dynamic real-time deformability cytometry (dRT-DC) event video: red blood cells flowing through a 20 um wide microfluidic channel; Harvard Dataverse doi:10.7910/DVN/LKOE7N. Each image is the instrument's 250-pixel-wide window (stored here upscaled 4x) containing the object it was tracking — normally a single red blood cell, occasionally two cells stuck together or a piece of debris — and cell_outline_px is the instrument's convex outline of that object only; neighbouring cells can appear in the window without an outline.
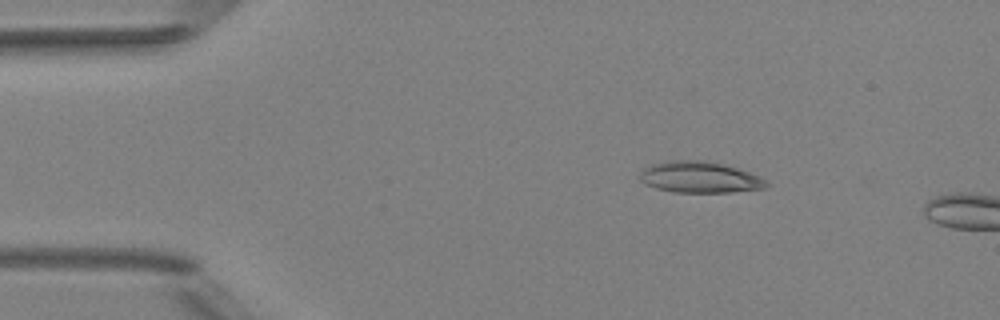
{"species": "Egyptian fruit bat (a non-hibernating species)", "species_latin": "Rousettus aegyptiacus", "temperature_condition": "room temperature", "stored_images_in_passage": 4, "camera_frame_rate_fps": 3000, "um_per_image_px": 0.085, "animal": {"sex": "female"}, "frame": {"image": 1, "passage_image": 3, "time_ms": 2.333, "image_size_px": [1000, 320], "cell_outline_px": [[768, 188], [732, 192], [672, 192], [656, 188], [644, 184], [640, 180], [640, 172], [644, 168], [652, 164], [668, 160], [700, 160], [724, 164], [748, 172], [764, 180], [768, 184]], "centroid_in_image_um": [59.43, 15.07], "position_along_channel_um": 25.6, "area_um2": 22.95}}